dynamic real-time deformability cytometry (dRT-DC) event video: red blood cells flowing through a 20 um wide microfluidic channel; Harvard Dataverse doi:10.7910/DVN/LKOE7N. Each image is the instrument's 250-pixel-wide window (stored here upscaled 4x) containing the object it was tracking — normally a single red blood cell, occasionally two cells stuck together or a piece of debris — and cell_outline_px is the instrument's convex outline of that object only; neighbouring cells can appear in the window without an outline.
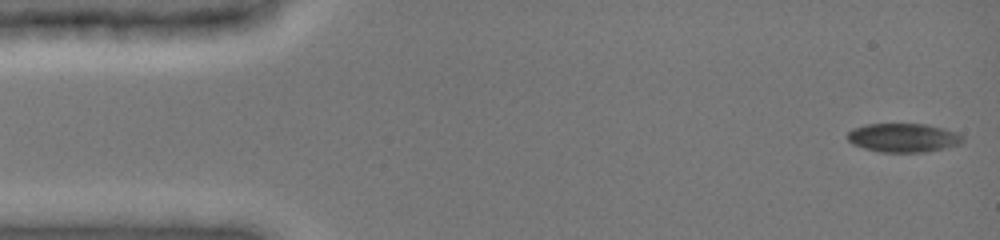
{"species": "common noctule bat (a hibernating species)", "species_latin": "Nyctalus noctula", "temperature_condition": "cold", "stored_images_in_passage": 8, "camera_frame_rate_fps": 3000, "um_per_image_px": 0.085, "animal": {"sex": "female", "body_mass_g": 19.0, "forearm_length_mm": 51.5}, "frame": {"image": 1, "passage_image": 1, "time_ms": 0.0, "image_size_px": [1000, 240], "cell_outline_px": [[964, 140], [960, 144], [928, 152], [880, 152], [864, 148], [852, 144], [848, 140], [848, 132], [852, 128], [864, 124], [928, 124], [944, 128], [956, 132], [964, 136]], "centroid_in_image_um": [76.79, 11.7], "position_along_channel_um": 8.2, "area_um2": 19.54}}
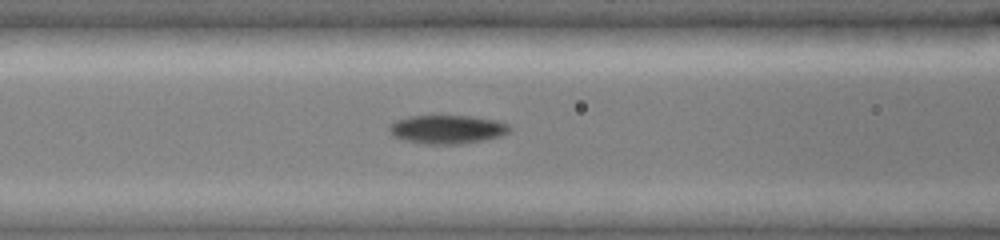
{"frame": {"image": 2, "passage_image": 8, "time_ms": 6.0, "image_size_px": [1000, 240], "cell_outline_px": [[508, 132], [500, 136], [484, 140], [460, 144], [424, 144], [404, 140], [392, 136], [388, 132], [388, 128], [396, 120], [408, 116], [472, 116], [496, 120], [508, 124]], "centroid_in_image_um": [37.96, 11.0], "position_along_channel_um": 128.6, "area_um2": 20.06}}